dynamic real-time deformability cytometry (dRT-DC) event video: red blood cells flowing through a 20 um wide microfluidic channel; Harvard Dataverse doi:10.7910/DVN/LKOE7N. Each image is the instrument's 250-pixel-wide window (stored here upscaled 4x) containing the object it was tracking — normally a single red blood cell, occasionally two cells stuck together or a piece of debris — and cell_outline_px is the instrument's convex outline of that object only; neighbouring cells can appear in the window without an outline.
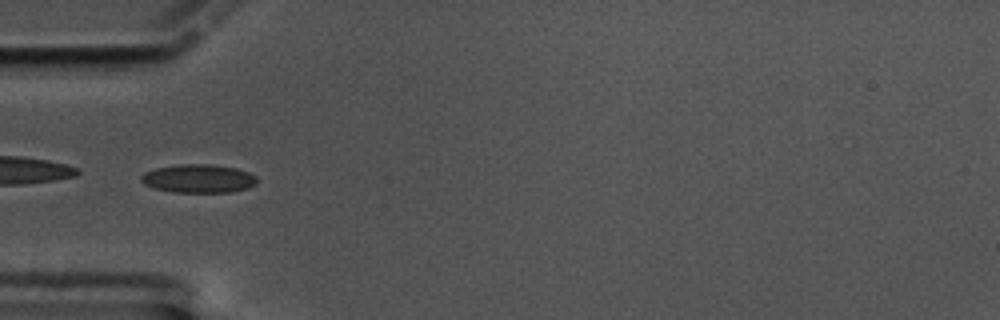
{"species": "common noctule bat (a hibernating species)", "species_latin": "Nyctalus noctula", "temperature_condition": "cold", "stored_images_in_passage": 36, "camera_frame_rate_fps": 3000, "um_per_image_px": 0.085, "animal": {"sex": "male", "body_mass_g": 17.5, "forearm_length_mm": 52.3}, "frame": {"image": 1, "passage_image": 1, "time_ms": 0.0, "image_size_px": [1000, 320], "cell_outline_px": [[256, 184], [248, 188], [232, 192], [172, 192], [156, 188], [144, 184], [140, 180], [140, 176], [144, 172], [156, 168], [180, 164], [212, 164], [236, 168], [248, 172], [256, 176]], "centroid_in_image_um": [16.87, 15.17], "position_along_channel_um": 68.1, "area_um2": 19.25}, "authors_computed_cell_mechanics": {"area_um2": 18.207, "velocity_mm_per_s": 3.3563, "shape_relaxation_time_tau1_ms": null, "shape_relaxation_time_tau2_ms": 2.0086, "deformation_change_tau1": null, "deformation_change_tau2": 0.0631}}